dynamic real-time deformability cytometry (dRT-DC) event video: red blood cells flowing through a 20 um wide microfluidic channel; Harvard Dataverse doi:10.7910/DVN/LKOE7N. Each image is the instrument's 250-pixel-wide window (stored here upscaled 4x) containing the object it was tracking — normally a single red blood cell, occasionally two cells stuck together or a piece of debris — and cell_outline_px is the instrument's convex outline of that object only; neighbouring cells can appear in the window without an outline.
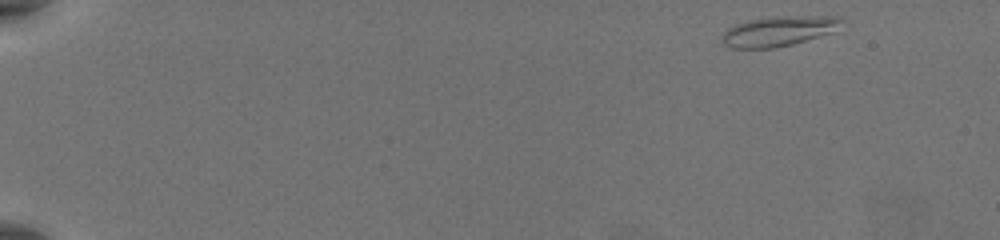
{"species": "common noctule bat (a hibernating species)", "species_latin": "Nyctalus noctula", "temperature_condition": "warm", "stored_images_in_passage": 52, "camera_frame_rate_fps": 3000, "um_per_image_px": 0.085, "animal": {"sex": "female", "body_mass_g": 19.5, "forearm_length_mm": 54.1}, "frame": {"image": 1, "passage_image": 1, "time_ms": 0.0, "image_size_px": [1000, 240], "cell_outline_px": [[840, 20], [832, 32], [792, 44], [772, 48], [732, 48], [724, 44], [720, 40], [724, 32], [728, 28], [736, 24], [752, 20], [820, 16], [836, 16]], "centroid_in_image_um": [66.08, 2.69], "position_along_channel_um": 18.9, "area_um2": 19.71}}
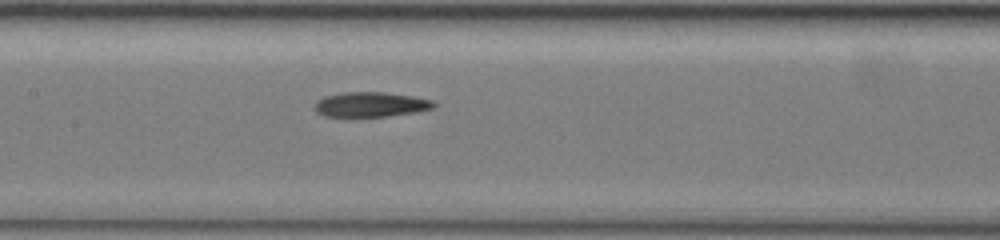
{"frame": {"image": 2, "passage_image": 26, "time_ms": 8.333, "image_size_px": [1000, 240], "cell_outline_px": [[436, 108], [416, 112], [388, 116], [324, 116], [316, 112], [316, 100], [324, 96], [344, 92], [384, 92], [412, 96], [432, 100], [436, 104]], "centroid_in_image_um": [31.54, 8.87], "position_along_channel_um": 175.9, "area_um2": 17.22}}
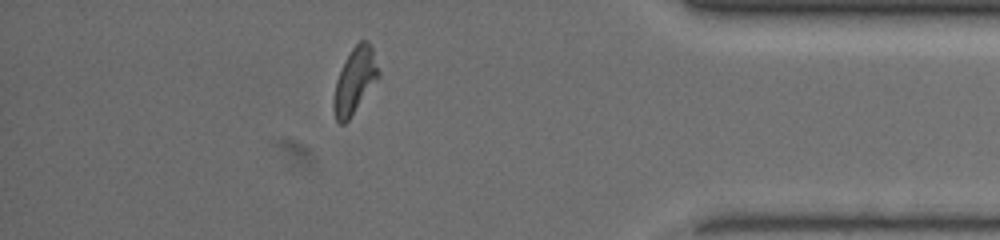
{"frame": {"image": 3, "passage_image": 46, "time_ms": 15.0, "image_size_px": [1000, 240], "cell_outline_px": [[380, 76], [348, 120], [344, 124], [340, 124], [336, 120], [332, 108], [332, 100], [336, 80], [344, 60], [352, 48], [360, 40], [368, 40], [372, 48], [380, 72]], "centroid_in_image_um": [30.14, 6.85], "position_along_channel_um": 405.1, "area_um2": 17.22}, "authors_computed_cell_mechanics": {"area_um2": 17.4267, "velocity_mm_per_s": 3.8409, "shape_relaxation_time_tau1_ms": 4.5536, "shape_relaxation_time_tau2_ms": 2.3236, "deformation_change_tau1": 0.2152, "deformation_change_tau2": 0.1152}}